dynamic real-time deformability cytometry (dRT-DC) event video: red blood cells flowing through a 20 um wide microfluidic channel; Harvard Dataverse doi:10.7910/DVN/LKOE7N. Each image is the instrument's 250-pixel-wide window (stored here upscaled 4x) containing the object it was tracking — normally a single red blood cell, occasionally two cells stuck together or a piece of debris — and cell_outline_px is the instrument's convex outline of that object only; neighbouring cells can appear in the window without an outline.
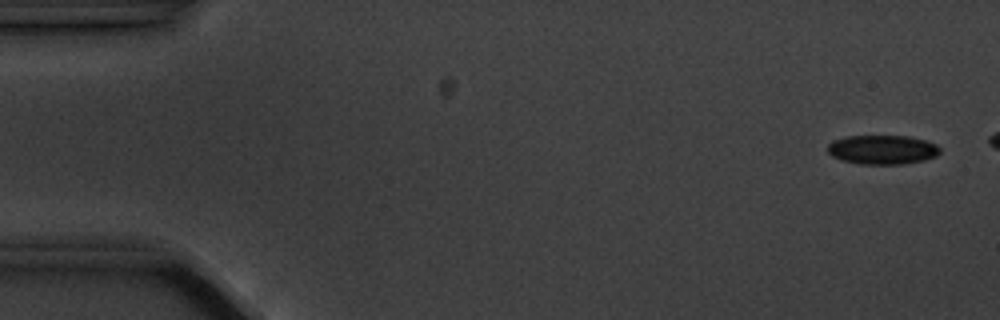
{"species": "common noctule bat (a hibernating species)", "species_latin": "Nyctalus noctula", "temperature_condition": "cold", "stored_images_in_passage": 5, "camera_frame_rate_fps": 3000, "um_per_image_px": 0.085, "animal": {"sex": "male", "body_mass_g": 20.1, "forearm_length_mm": 53.5}, "frame": {"image": 1, "passage_image": 1, "time_ms": 0.0, "image_size_px": [1000, 320], "cell_outline_px": [[940, 152], [936, 156], [924, 160], [900, 164], [860, 164], [840, 160], [832, 156], [828, 152], [828, 144], [832, 140], [844, 136], [908, 136], [924, 140], [936, 144], [940, 148]], "centroid_in_image_um": [74.97, 12.72], "position_along_channel_um": 10.0, "area_um2": 19.19}}